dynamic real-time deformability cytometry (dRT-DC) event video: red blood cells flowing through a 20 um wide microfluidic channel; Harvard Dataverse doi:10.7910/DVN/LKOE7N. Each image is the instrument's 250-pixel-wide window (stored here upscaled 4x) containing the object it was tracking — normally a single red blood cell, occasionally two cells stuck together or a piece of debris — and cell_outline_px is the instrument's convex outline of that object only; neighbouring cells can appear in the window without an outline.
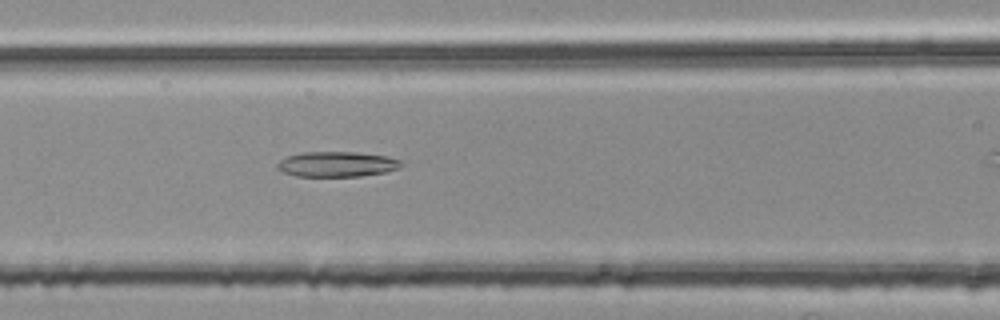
{"species": "common noctule bat (a hibernating species)", "species_latin": "Nyctalus noctula", "temperature_condition": "room temperature", "stored_images_in_passage": 39, "camera_frame_rate_fps": 3000, "um_per_image_px": 0.085, "animal": {"sex": "female", "body_mass_g": 25.1}, "frame": {"image": 1, "passage_image": 18, "time_ms": 5.667, "image_size_px": [1000, 320], "cell_outline_px": [[404, 164], [400, 168], [384, 172], [360, 176], [296, 176], [284, 172], [276, 168], [276, 164], [280, 160], [288, 156], [304, 152], [360, 152], [384, 156], [400, 160]], "centroid_in_image_um": [28.64, 13.95], "position_along_channel_um": 138.0, "area_um2": 18.15}}
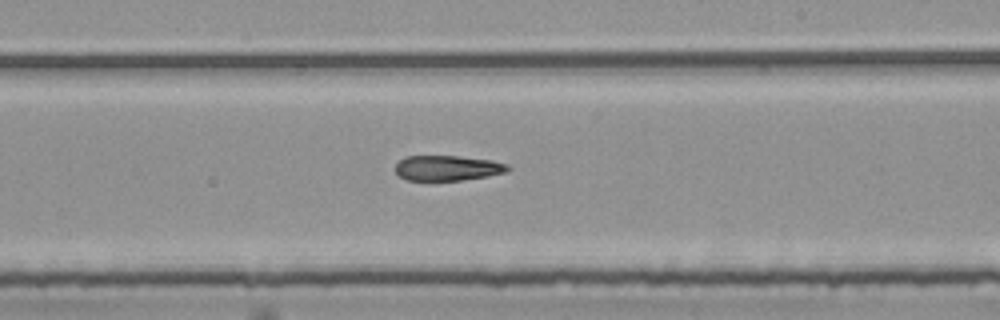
{"frame": {"image": 2, "passage_image": 27, "time_ms": 8.667, "image_size_px": [1000, 320], "cell_outline_px": [[512, 168], [504, 172], [488, 176], [460, 180], [408, 180], [400, 176], [396, 172], [396, 164], [404, 156], [456, 156], [492, 160], [508, 164]], "centroid_in_image_um": [38.05, 14.27], "position_along_channel_um": 251.0, "area_um2": 16.42}}
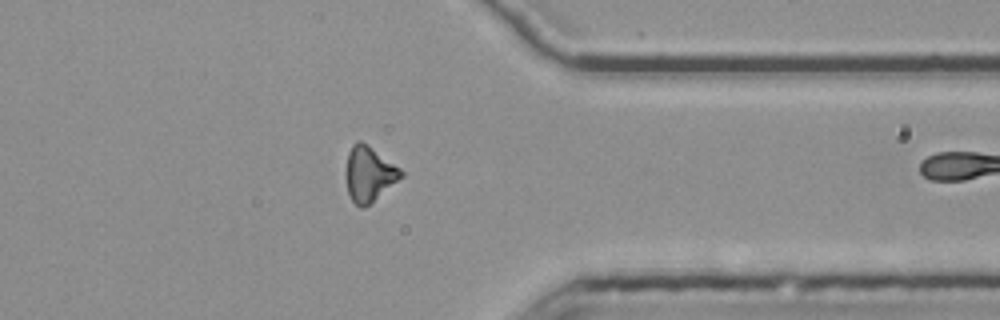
{"frame": {"image": 3, "passage_image": 38, "time_ms": 12.333, "image_size_px": [1000, 320], "cell_outline_px": [[404, 176], [364, 208], [360, 208], [352, 200], [348, 192], [344, 176], [344, 168], [348, 152], [352, 144], [356, 140], [360, 140], [400, 168], [404, 172]], "centroid_in_image_um": [31.33, 14.78], "position_along_channel_um": 380.1, "area_um2": 17.8}}